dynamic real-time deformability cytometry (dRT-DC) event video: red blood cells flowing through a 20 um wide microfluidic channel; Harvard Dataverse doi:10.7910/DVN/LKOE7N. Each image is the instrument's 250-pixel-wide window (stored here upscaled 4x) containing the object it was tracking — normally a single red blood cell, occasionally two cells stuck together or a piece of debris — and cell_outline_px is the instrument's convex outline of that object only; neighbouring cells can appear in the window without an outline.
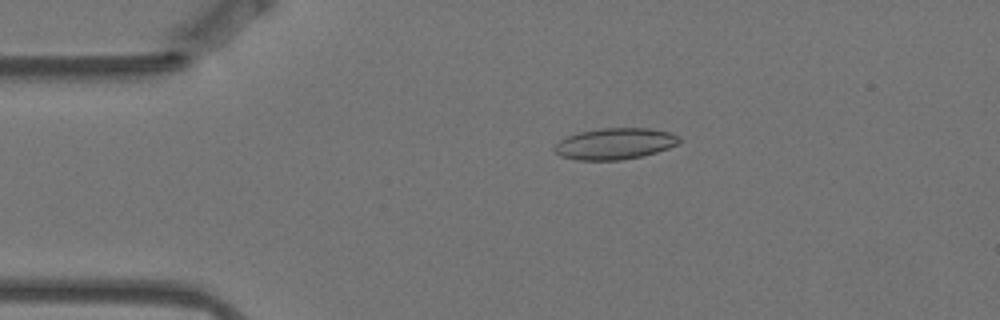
{"species": "Egyptian fruit bat (a non-hibernating species)", "species_latin": "Rousettus aegyptiacus", "temperature_condition": "warm", "stored_images_in_passage": 57, "camera_frame_rate_fps": 3000, "um_per_image_px": 0.085, "animal": {"sex": "female"}, "frame": {"image": 1, "passage_image": 11, "time_ms": 3.333, "image_size_px": [1000, 320], "cell_outline_px": [[680, 140], [676, 144], [668, 148], [656, 152], [640, 156], [620, 160], [576, 160], [560, 156], [552, 148], [560, 140], [568, 136], [580, 132], [600, 128], [648, 128], [668, 132], [680, 136]], "centroid_in_image_um": [52.24, 12.21], "position_along_channel_um": 32.8, "area_um2": 22.6}}
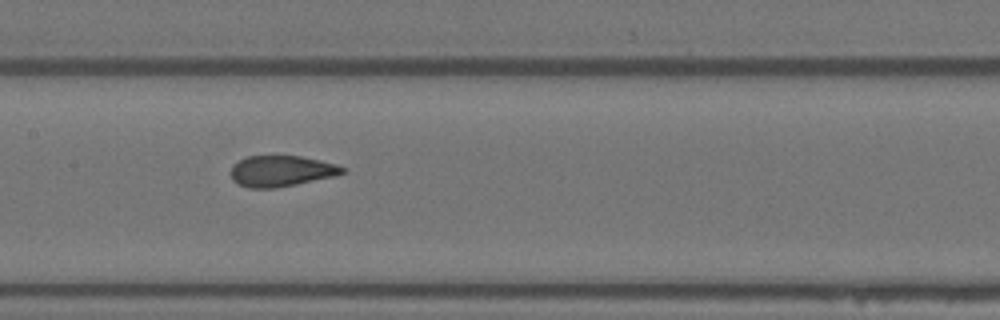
{"frame": {"image": 2, "passage_image": 27, "time_ms": 8.667, "image_size_px": [1000, 320], "cell_outline_px": [[348, 172], [336, 176], [276, 188], [248, 188], [236, 184], [232, 180], [232, 164], [248, 156], [300, 156], [320, 160], [336, 164], [348, 168]], "centroid_in_image_um": [23.95, 14.54], "position_along_channel_um": 183.4, "area_um2": 20.35}}
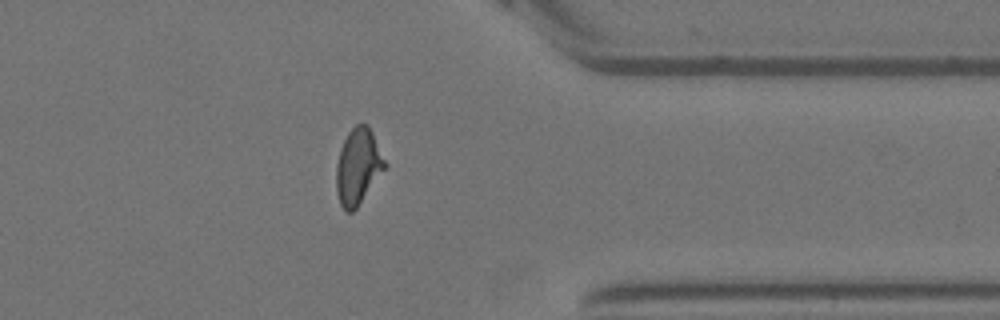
{"frame": {"image": 3, "passage_image": 45, "time_ms": 14.667, "image_size_px": [1000, 320], "cell_outline_px": [[388, 164], [356, 208], [352, 212], [344, 212], [340, 204], [336, 192], [336, 164], [340, 148], [348, 132], [356, 124], [368, 124]], "centroid_in_image_um": [30.42, 14.15], "position_along_channel_um": 381.0, "area_um2": 21.5}}